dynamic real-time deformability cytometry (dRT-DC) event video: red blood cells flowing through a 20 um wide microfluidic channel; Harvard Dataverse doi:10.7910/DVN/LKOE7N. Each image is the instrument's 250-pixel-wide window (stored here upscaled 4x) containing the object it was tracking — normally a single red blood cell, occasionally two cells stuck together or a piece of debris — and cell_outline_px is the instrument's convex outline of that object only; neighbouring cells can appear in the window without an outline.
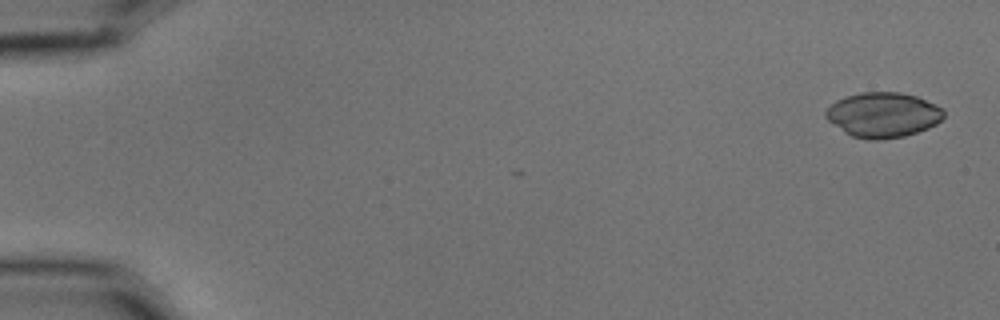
{"species": "common noctule bat (a hibernating species)", "species_latin": "Nyctalus noctula", "temperature_condition": "cold", "stored_images_in_passage": 4, "camera_frame_rate_fps": 3000, "um_per_image_px": 0.085, "animal": {"sex": "male", "body_mass_g": 15.6}, "frame": {"image": 1, "passage_image": 1, "time_ms": 0.0, "image_size_px": [1000, 320], "cell_outline_px": [[944, 116], [936, 124], [928, 128], [904, 136], [880, 140], [868, 140], [852, 136], [844, 132], [828, 120], [824, 116], [824, 112], [836, 100], [844, 96], [860, 92], [900, 92], [916, 96], [936, 104], [944, 108]], "centroid_in_image_um": [75.05, 9.76], "position_along_channel_um": 9.9, "area_um2": 31.1}}
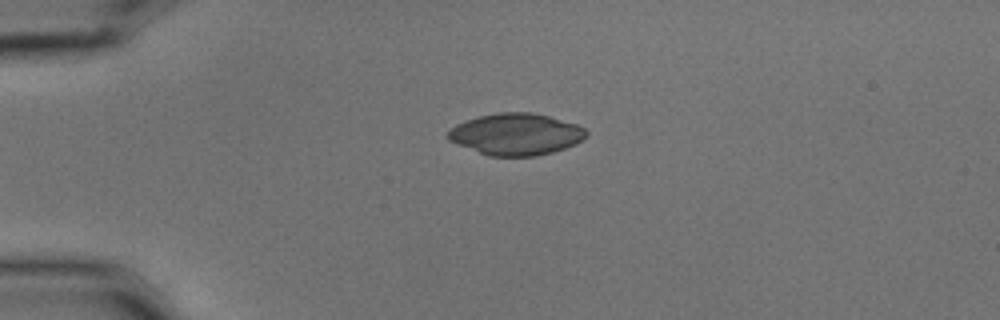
{"frame": {"image": 2, "passage_image": 4, "time_ms": 1.0, "image_size_px": [1000, 320], "cell_outline_px": [[588, 136], [576, 144], [552, 152], [536, 156], [488, 156], [456, 144], [448, 140], [448, 132], [456, 124], [480, 116], [500, 112], [532, 112], [548, 116], [576, 124], [584, 128], [588, 132]], "centroid_in_image_um": [43.87, 11.42], "position_along_channel_um": 41.1, "area_um2": 33.52}}